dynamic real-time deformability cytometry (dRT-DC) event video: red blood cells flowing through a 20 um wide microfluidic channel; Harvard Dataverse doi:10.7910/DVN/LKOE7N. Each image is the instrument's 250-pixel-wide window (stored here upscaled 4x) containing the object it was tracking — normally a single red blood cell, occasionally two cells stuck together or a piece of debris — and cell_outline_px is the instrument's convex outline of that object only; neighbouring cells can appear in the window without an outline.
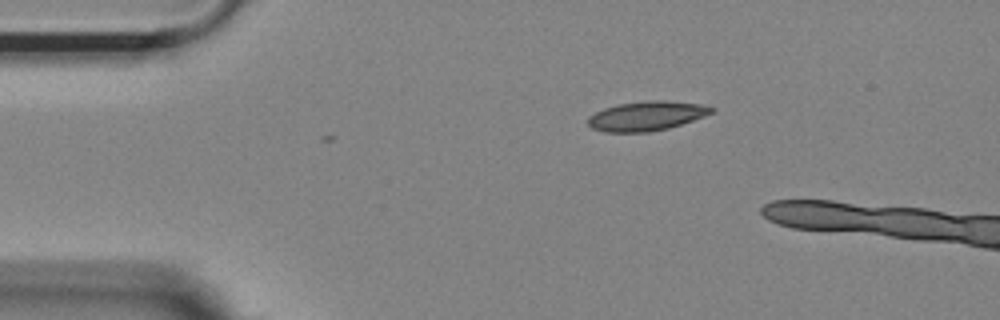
{"species": "Egyptian fruit bat (a non-hibernating species)", "species_latin": "Rousettus aegyptiacus", "temperature_condition": "room temperature", "stored_images_in_passage": 2, "camera_frame_rate_fps": 3000, "um_per_image_px": 0.085, "animal": {"sex": "female"}, "frame": {"image": 1, "passage_image": 2, "time_ms": 0.333, "image_size_px": [1000, 320], "cell_outline_px": [[716, 108], [712, 112], [704, 116], [668, 128], [648, 132], [604, 132], [592, 128], [588, 124], [588, 116], [604, 108], [620, 104], [648, 100], [664, 100], [700, 104]], "centroid_in_image_um": [54.94, 9.85], "position_along_channel_um": 30.1, "area_um2": 20.98}}